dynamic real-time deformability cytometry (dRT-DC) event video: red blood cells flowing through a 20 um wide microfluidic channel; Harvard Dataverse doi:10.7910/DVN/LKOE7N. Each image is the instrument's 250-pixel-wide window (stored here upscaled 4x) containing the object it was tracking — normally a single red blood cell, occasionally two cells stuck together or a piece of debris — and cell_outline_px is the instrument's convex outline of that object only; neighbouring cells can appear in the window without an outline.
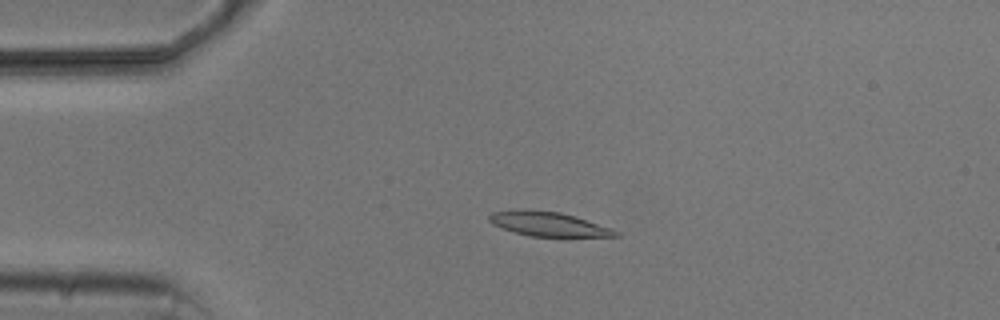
{"species": "common noctule bat (a hibernating species)", "species_latin": "Nyctalus noctula", "temperature_condition": "cold", "stored_images_in_passage": 4, "camera_frame_rate_fps": 3000, "um_per_image_px": 0.085, "animal": {"sex": "male", "body_mass_g": 20.5, "forearm_length_mm": 52.5}, "frame": {"image": 1, "passage_image": 3, "time_ms": 3.333, "image_size_px": [1000, 320], "cell_outline_px": [[620, 236], [568, 240], [532, 236], [516, 232], [492, 224], [488, 220], [488, 216], [492, 212], [560, 212], [576, 216], [612, 228], [620, 232]], "centroid_in_image_um": [46.87, 19.16], "position_along_channel_um": 38.1, "area_um2": 18.21}}